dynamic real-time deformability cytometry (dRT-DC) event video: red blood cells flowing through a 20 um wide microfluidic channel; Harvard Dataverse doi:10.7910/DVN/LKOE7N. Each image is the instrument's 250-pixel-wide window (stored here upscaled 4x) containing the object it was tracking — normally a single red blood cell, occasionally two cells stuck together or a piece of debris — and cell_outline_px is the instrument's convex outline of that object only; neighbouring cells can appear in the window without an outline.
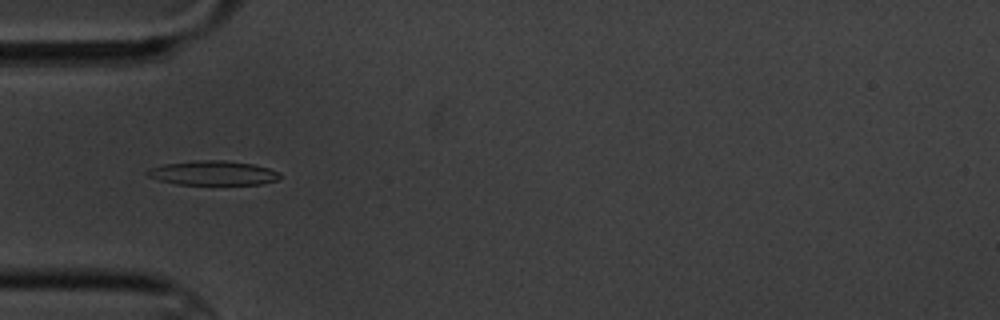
{"species": "common noctule bat (a hibernating species)", "species_latin": "Nyctalus noctula", "temperature_condition": "cold", "stored_images_in_passage": 7, "camera_frame_rate_fps": 3000, "um_per_image_px": 0.085, "animal": {"sex": "male", "body_mass_g": 20.1, "forearm_length_mm": 53.5}, "frame": {"image": 1, "passage_image": 6, "time_ms": 5.667, "image_size_px": [1000, 320], "cell_outline_px": [[280, 176], [276, 180], [260, 184], [176, 184], [160, 180], [148, 176], [144, 172], [148, 168], [164, 164], [196, 160], [224, 160], [252, 164], [268, 168], [280, 172]], "centroid_in_image_um": [18.07, 14.69], "position_along_channel_um": 66.9, "area_um2": 18.73}}
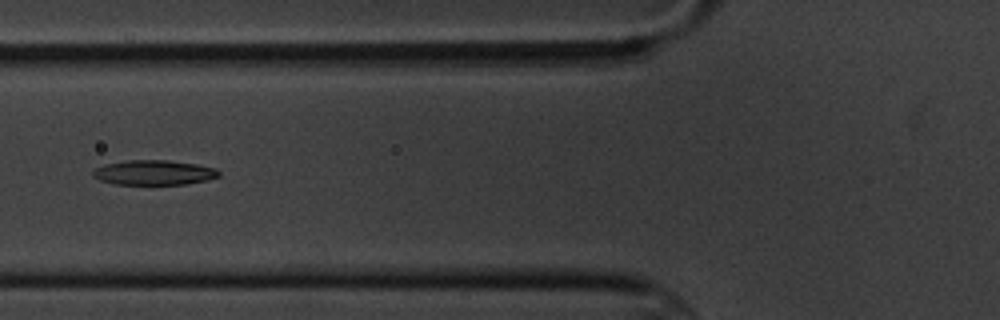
{"frame": {"image": 2, "passage_image": 7, "time_ms": 7.0, "image_size_px": [1000, 320], "cell_outline_px": [[220, 176], [208, 180], [184, 184], [116, 184], [100, 180], [92, 176], [92, 172], [96, 168], [104, 164], [128, 160], [168, 160], [196, 164], [216, 168], [220, 172]], "centroid_in_image_um": [13.1, 14.66], "position_along_channel_um": 112.7, "area_um2": 18.21}}